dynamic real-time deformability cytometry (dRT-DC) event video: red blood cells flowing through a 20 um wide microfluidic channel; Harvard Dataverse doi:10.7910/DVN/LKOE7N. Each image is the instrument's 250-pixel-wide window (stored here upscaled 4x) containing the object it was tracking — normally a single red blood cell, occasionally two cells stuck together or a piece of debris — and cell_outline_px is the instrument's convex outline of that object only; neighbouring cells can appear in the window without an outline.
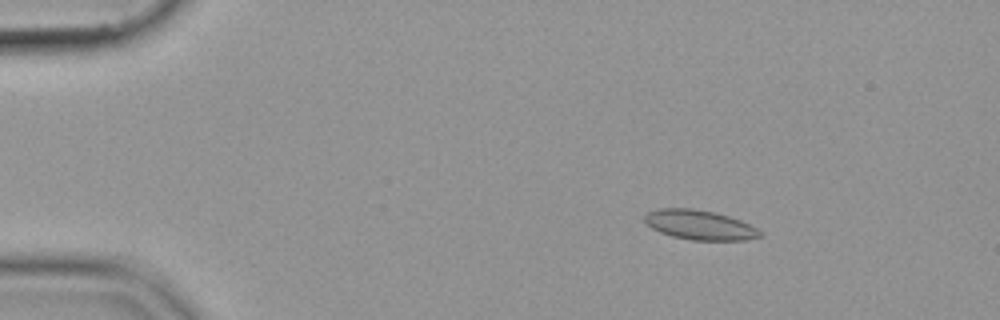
{"species": "common noctule bat (a hibernating species)", "species_latin": "Nyctalus noctula", "temperature_condition": "cold", "stored_images_in_passage": 55, "camera_frame_rate_fps": 3000, "um_per_image_px": 0.085, "animal": {"sex": "female", "body_mass_g": 19.9}, "frame": {"image": 1, "passage_image": 9, "time_ms": 2.667, "image_size_px": [1000, 320], "cell_outline_px": [[760, 236], [744, 240], [692, 240], [672, 236], [660, 232], [652, 228], [644, 220], [644, 216], [648, 212], [656, 208], [692, 208], [716, 212], [740, 220], [756, 228], [760, 232]], "centroid_in_image_um": [59.43, 19.1], "position_along_channel_um": 25.6, "area_um2": 19.77}}
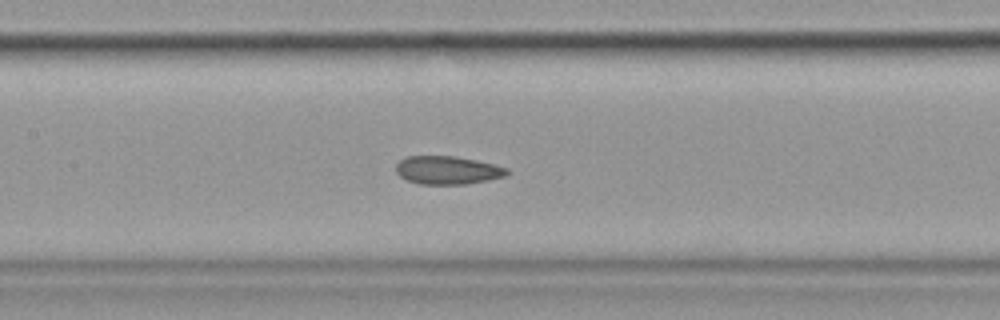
{"frame": {"image": 2, "passage_image": 27, "time_ms": 8.667, "image_size_px": [1000, 320], "cell_outline_px": [[512, 172], [504, 176], [488, 180], [464, 184], [420, 184], [408, 180], [400, 176], [396, 172], [396, 164], [400, 160], [408, 156], [456, 156], [476, 160], [508, 168]], "centroid_in_image_um": [38.05, 14.46], "position_along_channel_um": 169.4, "area_um2": 18.21}}
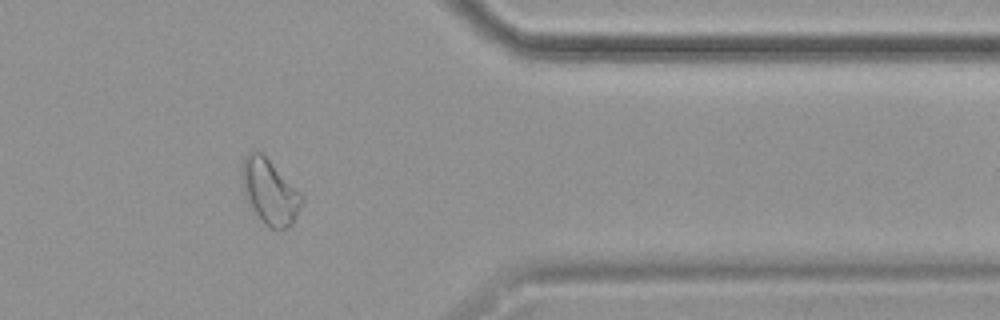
{"frame": {"image": 3, "passage_image": 46, "time_ms": 15.0, "image_size_px": [1000, 320], "cell_outline_px": [[304, 200], [292, 224], [280, 232], [264, 224], [244, 200], [240, 168], [244, 156], [248, 152], [260, 152], [304, 196]], "centroid_in_image_um": [22.89, 16.34], "position_along_channel_um": 388.5, "area_um2": 22.83}}